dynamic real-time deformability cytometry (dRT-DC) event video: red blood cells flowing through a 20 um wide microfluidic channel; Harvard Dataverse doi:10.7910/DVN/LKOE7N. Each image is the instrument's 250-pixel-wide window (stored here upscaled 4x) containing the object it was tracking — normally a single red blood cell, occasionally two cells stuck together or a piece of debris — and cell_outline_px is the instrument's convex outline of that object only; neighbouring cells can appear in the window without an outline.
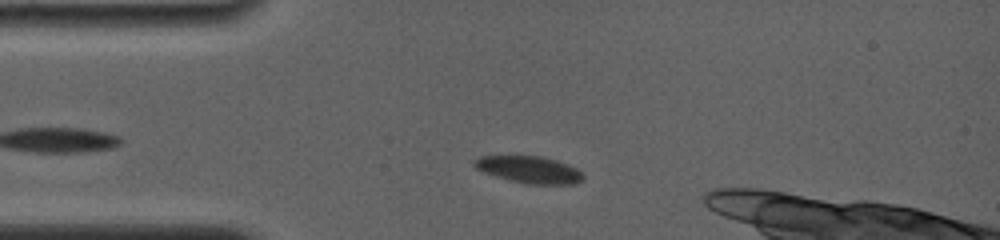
{"species": "common noctule bat (a hibernating species)", "species_latin": "Nyctalus noctula", "temperature_condition": "room temperature", "stored_images_in_passage": 53, "camera_frame_rate_fps": 4000, "um_per_image_px": 0.085, "animal": {"sex": "female", "body_mass_g": 19.0, "forearm_length_mm": 56.7}, "frame": {"image": 1, "passage_image": 10, "time_ms": 2.75, "image_size_px": [1000, 240], "cell_outline_px": [[584, 180], [572, 184], [528, 184], [496, 176], [484, 172], [476, 168], [472, 164], [472, 160], [480, 156], [540, 156], [556, 160], [568, 164], [576, 168], [584, 176]], "centroid_in_image_um": [44.98, 14.41], "position_along_channel_um": 40.0, "area_um2": 16.99}}
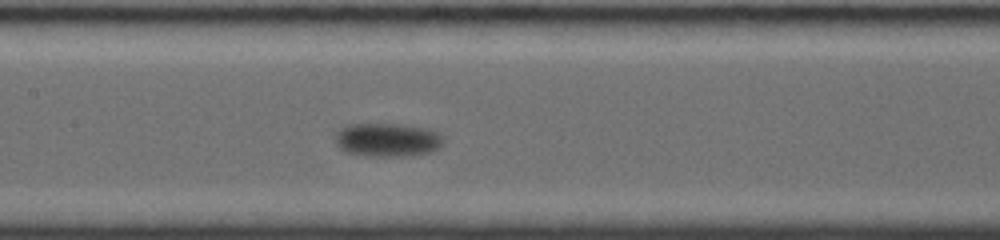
{"frame": {"image": 2, "passage_image": 33, "time_ms": 7.25, "image_size_px": [1000, 240], "cell_outline_px": [[444, 140], [440, 148], [432, 152], [404, 156], [376, 156], [348, 152], [340, 148], [336, 140], [336, 132], [340, 128], [348, 124], [400, 124], [424, 128], [436, 132]], "centroid_in_image_um": [32.94, 11.88], "position_along_channel_um": 174.5, "area_um2": 20.92}}
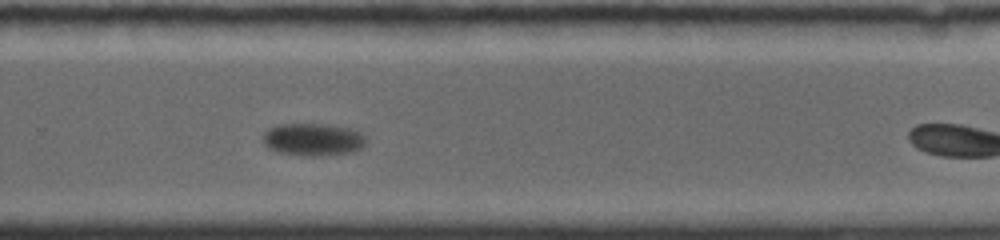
{"frame": {"image": 3, "passage_image": 52, "time_ms": 11.0, "image_size_px": [1000, 240], "cell_outline_px": [[364, 144], [360, 148], [352, 152], [320, 156], [304, 156], [280, 152], [268, 148], [264, 144], [264, 132], [268, 128], [280, 124], [324, 124], [348, 128], [360, 132], [364, 136]], "centroid_in_image_um": [26.58, 11.86], "position_along_channel_um": 303.2, "area_um2": 19.36}}